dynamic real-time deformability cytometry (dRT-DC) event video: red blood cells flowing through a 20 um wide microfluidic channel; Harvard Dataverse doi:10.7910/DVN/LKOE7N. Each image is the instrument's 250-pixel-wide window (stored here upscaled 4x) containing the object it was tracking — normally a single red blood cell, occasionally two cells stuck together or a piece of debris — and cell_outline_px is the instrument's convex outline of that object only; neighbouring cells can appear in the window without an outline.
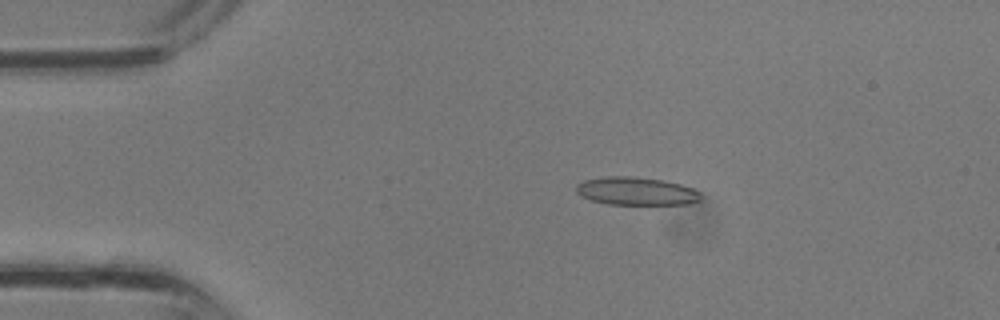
{"species": "common noctule bat (a hibernating species)", "species_latin": "Nyctalus noctula", "temperature_condition": "room temperature", "stored_images_in_passage": 36, "camera_frame_rate_fps": 3000, "um_per_image_px": 0.085, "animal": {"sex": "male", "body_mass_g": 13.3}, "frame": {"image": 1, "passage_image": 6, "time_ms": 1.667, "image_size_px": [1000, 320], "cell_outline_px": [[700, 200], [688, 204], [608, 204], [592, 200], [580, 196], [576, 192], [576, 184], [584, 180], [604, 176], [632, 176], [664, 180], [680, 184], [692, 188], [700, 192]], "centroid_in_image_um": [54.05, 16.24], "position_along_channel_um": 30.9, "area_um2": 20.4}}
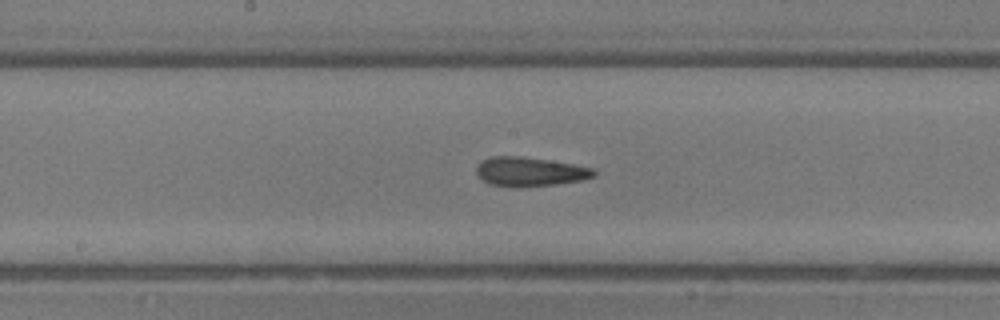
{"frame": {"image": 2, "passage_image": 18, "time_ms": 5.667, "image_size_px": [1000, 320], "cell_outline_px": [[596, 176], [584, 180], [556, 184], [520, 188], [492, 184], [484, 180], [476, 172], [476, 168], [480, 160], [488, 156], [520, 156], [548, 160], [572, 164], [592, 168], [596, 172]], "centroid_in_image_um": [45.04, 14.59], "position_along_channel_um": 203.2, "area_um2": 20.06}}
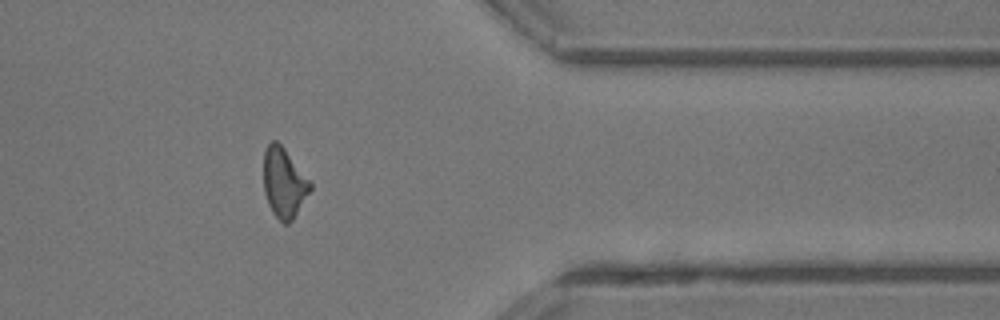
{"frame": {"image": 3, "passage_image": 29, "time_ms": 9.333, "image_size_px": [1000, 320], "cell_outline_px": [[312, 188], [292, 220], [288, 224], [284, 224], [272, 212], [268, 204], [264, 192], [264, 152], [268, 144], [272, 140], [276, 140], [284, 148], [312, 184]], "centroid_in_image_um": [24.12, 15.54], "position_along_channel_um": 387.3, "area_um2": 18.67}}